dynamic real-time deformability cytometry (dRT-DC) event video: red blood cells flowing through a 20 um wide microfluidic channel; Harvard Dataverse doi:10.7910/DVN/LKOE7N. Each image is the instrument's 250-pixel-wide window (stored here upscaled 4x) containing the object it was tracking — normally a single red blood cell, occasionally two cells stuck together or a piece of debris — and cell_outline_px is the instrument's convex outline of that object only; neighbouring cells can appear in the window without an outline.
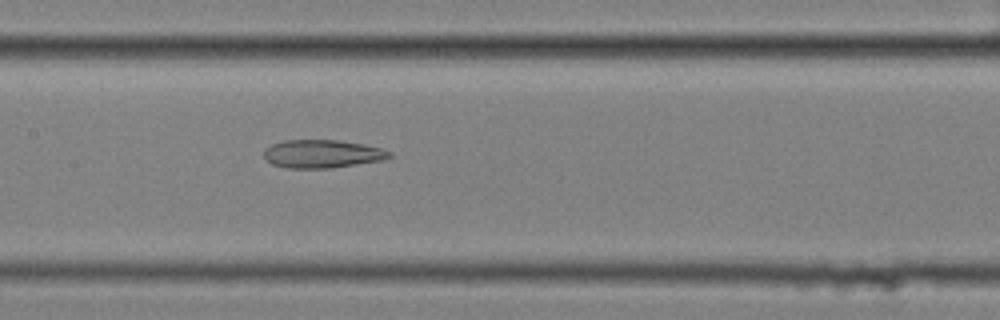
{"species": "common noctule bat (a hibernating species)", "species_latin": "Nyctalus noctula", "temperature_condition": "cold", "stored_images_in_passage": 46, "camera_frame_rate_fps": 3000, "um_per_image_px": 0.085, "animal": {"sex": "female", "body_mass_g": 25.1}, "frame": {"image": 1, "passage_image": 16, "time_ms": 5.0, "image_size_px": [1000, 320], "cell_outline_px": [[392, 156], [380, 160], [328, 168], [284, 168], [272, 164], [264, 156], [264, 148], [272, 144], [284, 140], [336, 140], [360, 144], [380, 148], [392, 152]], "centroid_in_image_um": [27.33, 13.07], "position_along_channel_um": 180.1, "area_um2": 20.29}}
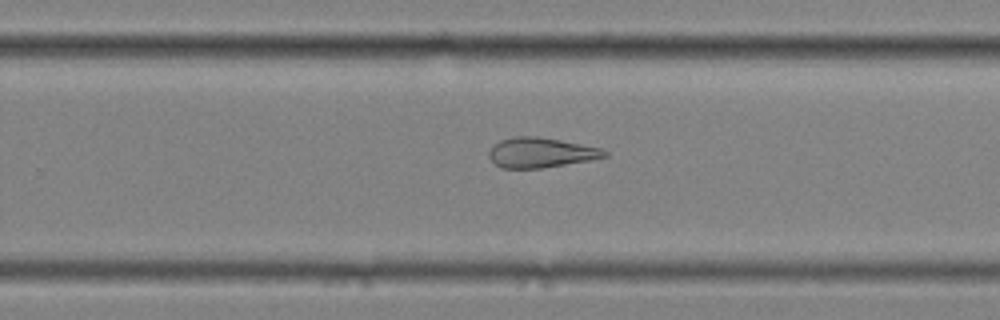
{"frame": {"image": 2, "passage_image": 25, "time_ms": 8.0, "image_size_px": [1000, 320], "cell_outline_px": [[608, 156], [588, 160], [540, 168], [500, 168], [488, 156], [488, 152], [492, 144], [500, 140], [512, 136], [540, 136], [600, 148], [608, 152]], "centroid_in_image_um": [45.9, 12.96], "position_along_channel_um": 283.9, "area_um2": 20.11}}
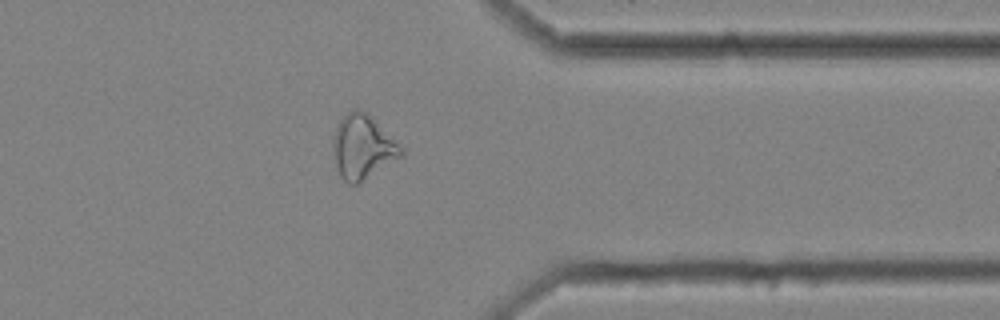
{"frame": {"image": 3, "passage_image": 34, "time_ms": 11.0, "image_size_px": [1000, 320], "cell_outline_px": [[404, 156], [356, 184], [348, 184], [340, 176], [336, 164], [332, 148], [332, 140], [336, 128], [340, 120], [348, 112], [356, 108], [372, 116], [404, 148]], "centroid_in_image_um": [30.85, 12.49], "position_along_channel_um": 380.5, "area_um2": 25.43}, "authors_computed_cell_mechanics": {"area_um2": 23.8136, "velocity_mm_per_s": 3.4686, "shape_relaxation_time_tau1_ms": null, "shape_relaxation_time_tau2_ms": 4.3119, "deformation_change_tau1": null, "deformation_change_tau2": 0.1536}}